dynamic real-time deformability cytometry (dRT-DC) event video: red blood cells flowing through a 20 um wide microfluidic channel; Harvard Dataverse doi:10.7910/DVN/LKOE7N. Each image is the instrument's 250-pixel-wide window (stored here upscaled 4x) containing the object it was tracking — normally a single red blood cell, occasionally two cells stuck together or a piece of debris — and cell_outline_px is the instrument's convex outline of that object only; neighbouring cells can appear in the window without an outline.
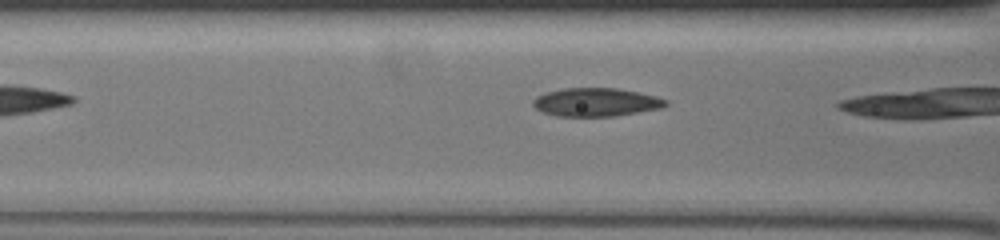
{"species": "common noctule bat (a hibernating species)", "species_latin": "Nyctalus noctula", "temperature_condition": "warm", "stored_images_in_passage": 6, "camera_frame_rate_fps": 3000, "um_per_image_px": 0.085, "animal": {"sex": "female", "body_mass_g": 19.5, "forearm_length_mm": 54.1}, "frame": {"image": 1, "passage_image": 4, "time_ms": 1.0, "image_size_px": [1000, 240], "cell_outline_px": [[668, 104], [660, 108], [612, 116], [556, 116], [544, 112], [536, 108], [532, 104], [532, 100], [536, 96], [544, 92], [564, 88], [616, 88], [656, 96], [668, 100]], "centroid_in_image_um": [50.62, 8.68], "position_along_channel_um": 116.0, "area_um2": 21.79}}